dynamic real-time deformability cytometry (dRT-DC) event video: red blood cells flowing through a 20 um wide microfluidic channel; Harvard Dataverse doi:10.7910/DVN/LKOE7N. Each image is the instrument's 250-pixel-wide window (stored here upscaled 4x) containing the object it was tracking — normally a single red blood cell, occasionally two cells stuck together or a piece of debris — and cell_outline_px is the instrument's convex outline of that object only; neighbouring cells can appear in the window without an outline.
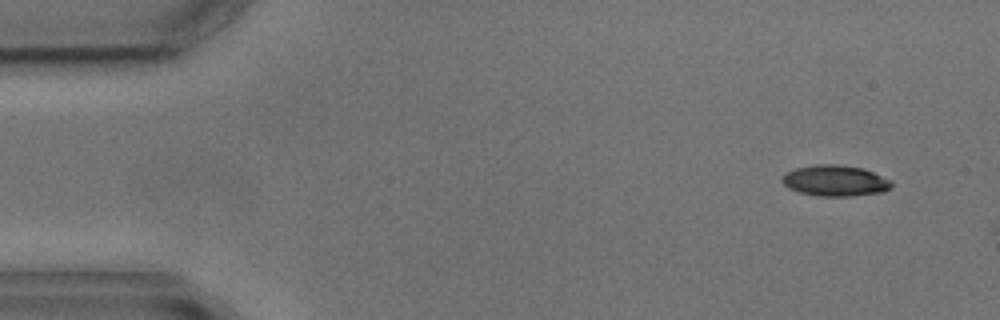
{"species": "common noctule bat (a hibernating species)", "species_latin": "Nyctalus noctula", "temperature_condition": "cold", "stored_images_in_passage": 2, "camera_frame_rate_fps": 3000, "um_per_image_px": 0.085, "animal": {"sex": "male", "body_mass_g": 17.9, "forearm_length_mm": 54.2}, "frame": {"image": 1, "passage_image": 1, "time_ms": 0.0, "image_size_px": [1000, 320], "cell_outline_px": [[892, 188], [880, 192], [852, 196], [820, 196], [800, 192], [788, 188], [780, 180], [788, 172], [796, 168], [816, 164], [836, 164], [860, 168], [872, 172], [892, 180]], "centroid_in_image_um": [70.99, 15.36], "position_along_channel_um": 14.0, "area_um2": 19.54}}